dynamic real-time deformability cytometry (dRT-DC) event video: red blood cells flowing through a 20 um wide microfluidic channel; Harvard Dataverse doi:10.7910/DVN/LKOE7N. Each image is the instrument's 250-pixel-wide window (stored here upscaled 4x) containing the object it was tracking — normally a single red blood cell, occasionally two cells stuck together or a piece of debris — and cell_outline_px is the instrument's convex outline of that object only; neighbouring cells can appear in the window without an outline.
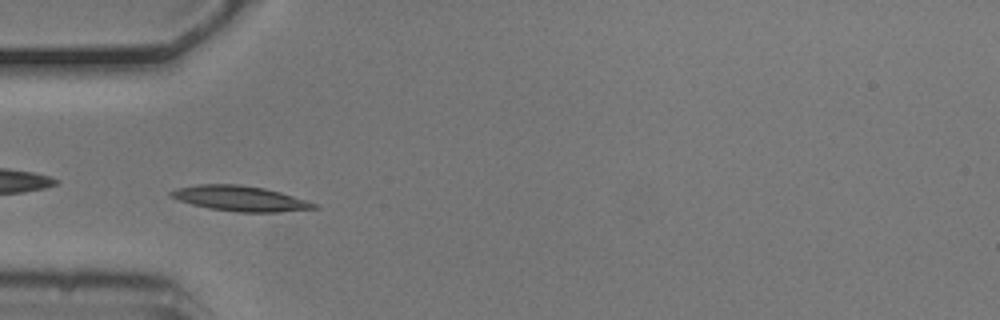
{"species": "common noctule bat (a hibernating species)", "species_latin": "Nyctalus noctula", "temperature_condition": "cold", "stored_images_in_passage": 12, "camera_frame_rate_fps": 3000, "um_per_image_px": 0.085, "animal": {"sex": "male", "body_mass_g": 20.5, "forearm_length_mm": 52.5}, "frame": {"image": 1, "passage_image": 2, "time_ms": 0.333, "image_size_px": [1000, 320], "cell_outline_px": [[320, 208], [276, 212], [236, 212], [208, 208], [192, 204], [168, 196], [168, 192], [176, 188], [200, 184], [236, 184], [264, 188], [280, 192], [316, 204]], "centroid_in_image_um": [20.36, 16.87], "position_along_channel_um": 64.6, "area_um2": 20.87}}
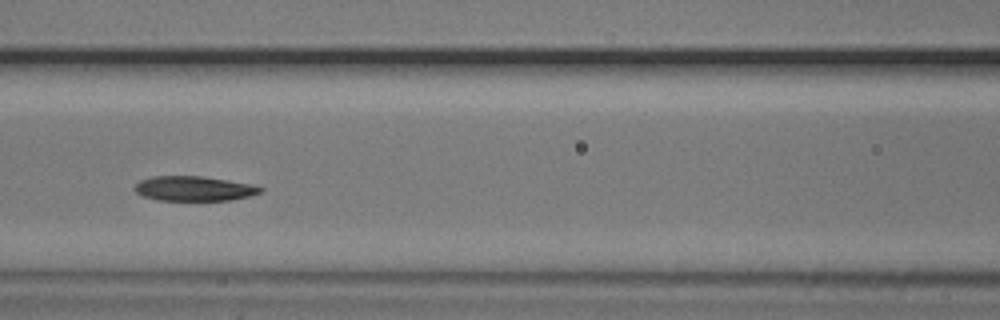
{"frame": {"image": 2, "passage_image": 4, "time_ms": 1.0, "image_size_px": [1000, 320], "cell_outline_px": [[264, 192], [232, 200], [156, 200], [144, 196], [136, 192], [136, 184], [140, 180], [152, 176], [204, 176], [252, 184], [264, 188]], "centroid_in_image_um": [16.53, 16.02], "position_along_channel_um": 150.1, "area_um2": 18.15}}
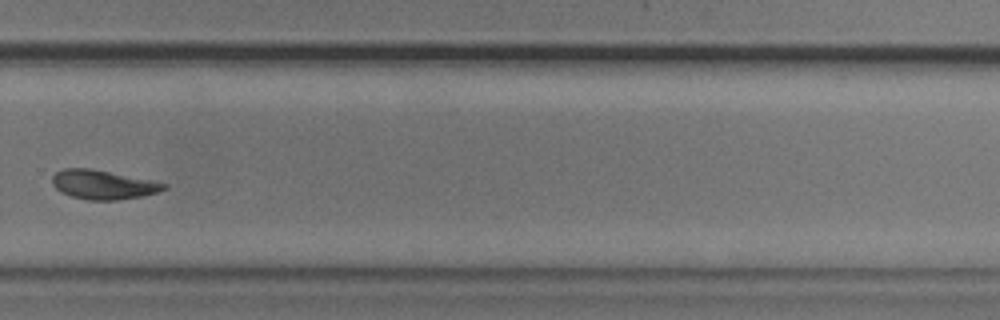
{"frame": {"image": 3, "passage_image": 8, "time_ms": 2.333, "image_size_px": [1000, 320], "cell_outline_px": [[168, 188], [156, 192], [140, 196], [116, 200], [88, 200], [72, 196], [56, 188], [52, 184], [52, 176], [56, 172], [64, 168], [88, 168], [152, 180], [168, 184]], "centroid_in_image_um": [8.76, 15.69], "position_along_channel_um": 321.0, "area_um2": 18.67}}